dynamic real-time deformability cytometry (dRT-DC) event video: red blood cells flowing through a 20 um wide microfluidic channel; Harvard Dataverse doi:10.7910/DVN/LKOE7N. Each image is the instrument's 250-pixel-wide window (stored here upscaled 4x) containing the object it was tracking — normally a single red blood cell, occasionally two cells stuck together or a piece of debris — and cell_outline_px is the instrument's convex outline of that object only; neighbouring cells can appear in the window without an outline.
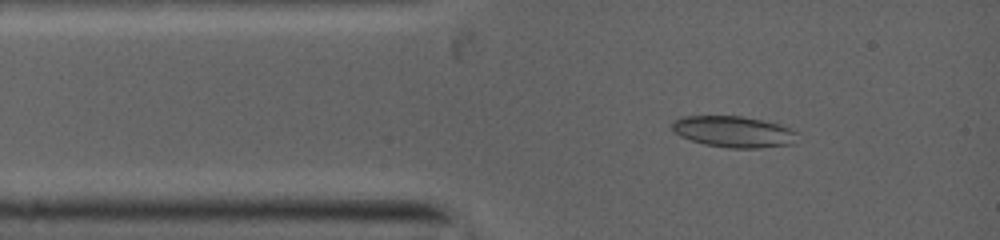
{"species": "common noctule bat (a hibernating species)", "species_latin": "Nyctalus noctula", "temperature_condition": "warm", "stored_images_in_passage": 9, "camera_frame_rate_fps": 5000, "um_per_image_px": 0.085, "animal": {"sex": "female", "body_mass_g": 19.0, "forearm_length_mm": 53.3}, "frame": {"image": 1, "passage_image": 3, "time_ms": 1.2, "image_size_px": [1000, 240], "cell_outline_px": [[792, 132], [788, 144], [756, 148], [732, 148], [704, 144], [680, 136], [672, 128], [672, 124], [676, 120], [684, 116], [740, 116], [760, 120], [776, 124], [788, 128]], "centroid_in_image_um": [62.21, 11.19], "position_along_channel_um": 22.8, "area_um2": 21.73}}
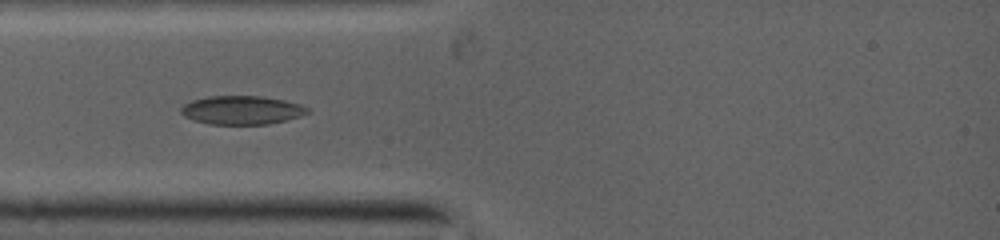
{"frame": {"image": 2, "passage_image": 6, "time_ms": 2.6, "image_size_px": [1000, 240], "cell_outline_px": [[312, 112], [300, 116], [268, 124], [208, 124], [184, 116], [180, 112], [180, 108], [184, 104], [192, 100], [212, 96], [260, 96], [284, 100], [300, 104], [308, 108]], "centroid_in_image_um": [20.56, 9.36], "position_along_channel_um": 64.4, "area_um2": 20.98}}
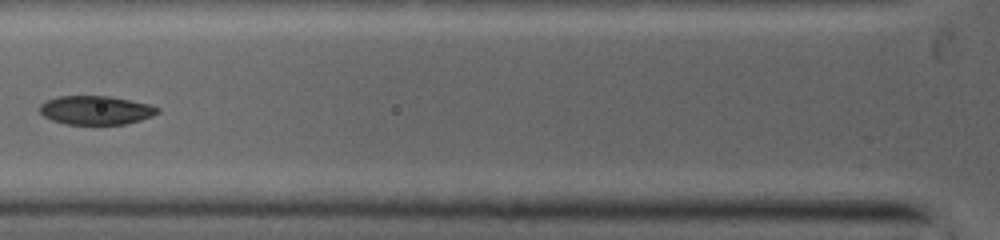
{"frame": {"image": 3, "passage_image": 8, "time_ms": 3.8, "image_size_px": [1000, 240], "cell_outline_px": [[160, 112], [152, 116], [140, 120], [124, 124], [68, 124], [52, 120], [44, 116], [40, 112], [40, 104], [48, 100], [60, 96], [108, 96], [148, 104], [156, 108]], "centroid_in_image_um": [8.12, 9.37], "position_along_channel_um": 117.7, "area_um2": 19.42}}